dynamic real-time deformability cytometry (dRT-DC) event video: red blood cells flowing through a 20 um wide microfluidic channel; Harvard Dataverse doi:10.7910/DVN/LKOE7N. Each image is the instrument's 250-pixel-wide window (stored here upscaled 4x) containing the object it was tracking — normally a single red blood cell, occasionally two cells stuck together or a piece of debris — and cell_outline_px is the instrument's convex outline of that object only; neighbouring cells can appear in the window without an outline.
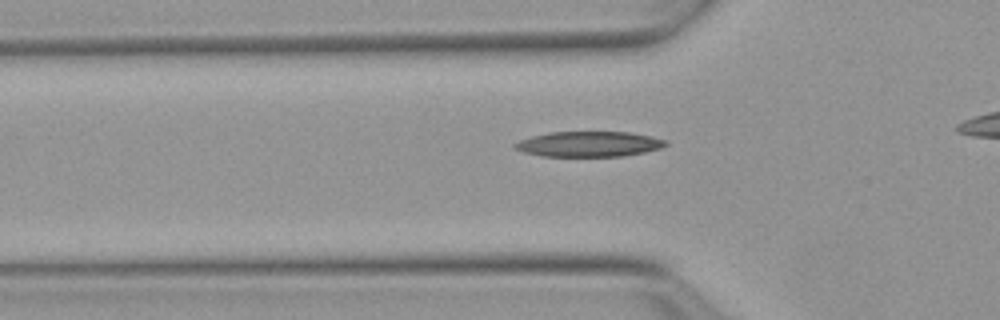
{"species": "Egyptian fruit bat (a non-hibernating species)", "species_latin": "Rousettus aegyptiacus", "temperature_condition": "warm", "stored_images_in_passage": 32, "camera_frame_rate_fps": 3000, "um_per_image_px": 0.085, "animal": {"sex": "female"}, "frame": {"image": 1, "passage_image": 6, "time_ms": 1.667, "image_size_px": [1000, 320], "cell_outline_px": [[668, 144], [660, 148], [644, 152], [624, 156], [540, 156], [524, 152], [512, 148], [512, 144], [520, 140], [532, 136], [548, 132], [628, 132], [652, 136], [668, 140]], "centroid_in_image_um": [50.05, 12.24], "position_along_channel_um": 75.8, "area_um2": 22.37}}
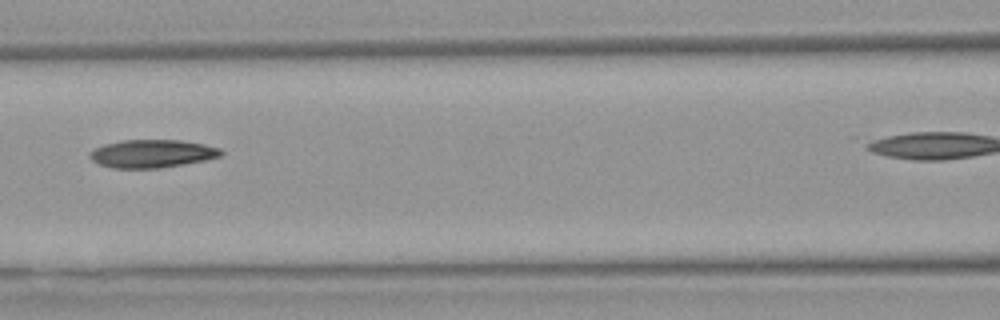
{"frame": {"image": 2, "passage_image": 12, "time_ms": 3.667, "image_size_px": [1000, 320], "cell_outline_px": [[224, 152], [220, 156], [204, 160], [184, 164], [160, 168], [112, 168], [100, 164], [92, 160], [88, 156], [96, 148], [104, 144], [124, 140], [180, 140], [204, 144], [220, 148]], "centroid_in_image_um": [12.94, 13.06], "position_along_channel_um": 153.7, "area_um2": 21.27}}
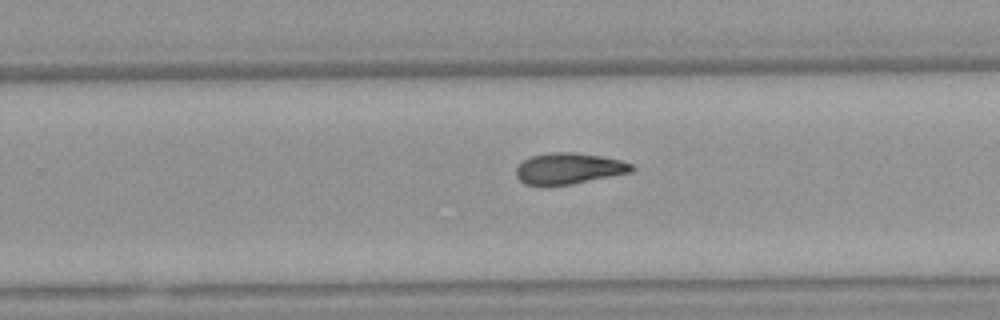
{"frame": {"image": 3, "passage_image": 22, "time_ms": 7.0, "image_size_px": [1000, 320], "cell_outline_px": [[636, 168], [632, 172], [572, 184], [524, 184], [516, 176], [516, 168], [524, 160], [532, 156], [552, 152], [572, 152], [600, 156], [620, 160], [632, 164]], "centroid_in_image_um": [48.38, 14.31], "position_along_channel_um": 281.4, "area_um2": 20.63}}